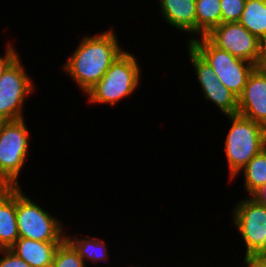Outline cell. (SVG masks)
Returning a JSON list of instances; mask_svg holds the SVG:
<instances>
[{"label":"cell","instance_id":"1","mask_svg":"<svg viewBox=\"0 0 266 267\" xmlns=\"http://www.w3.org/2000/svg\"><path fill=\"white\" fill-rule=\"evenodd\" d=\"M81 39L77 49L62 67L85 95L125 49L119 44L117 34L112 29L85 35Z\"/></svg>","mask_w":266,"mask_h":267},{"label":"cell","instance_id":"9","mask_svg":"<svg viewBox=\"0 0 266 267\" xmlns=\"http://www.w3.org/2000/svg\"><path fill=\"white\" fill-rule=\"evenodd\" d=\"M206 37L218 48L253 64L257 63L263 43L239 22L221 23Z\"/></svg>","mask_w":266,"mask_h":267},{"label":"cell","instance_id":"14","mask_svg":"<svg viewBox=\"0 0 266 267\" xmlns=\"http://www.w3.org/2000/svg\"><path fill=\"white\" fill-rule=\"evenodd\" d=\"M62 242H41L19 237L9 248L31 267H51L56 248Z\"/></svg>","mask_w":266,"mask_h":267},{"label":"cell","instance_id":"20","mask_svg":"<svg viewBox=\"0 0 266 267\" xmlns=\"http://www.w3.org/2000/svg\"><path fill=\"white\" fill-rule=\"evenodd\" d=\"M221 23L238 22L245 8L246 0H220Z\"/></svg>","mask_w":266,"mask_h":267},{"label":"cell","instance_id":"18","mask_svg":"<svg viewBox=\"0 0 266 267\" xmlns=\"http://www.w3.org/2000/svg\"><path fill=\"white\" fill-rule=\"evenodd\" d=\"M196 38L206 36L221 24L220 0H196Z\"/></svg>","mask_w":266,"mask_h":267},{"label":"cell","instance_id":"19","mask_svg":"<svg viewBox=\"0 0 266 267\" xmlns=\"http://www.w3.org/2000/svg\"><path fill=\"white\" fill-rule=\"evenodd\" d=\"M51 267H87L82 257L64 240L55 250Z\"/></svg>","mask_w":266,"mask_h":267},{"label":"cell","instance_id":"17","mask_svg":"<svg viewBox=\"0 0 266 267\" xmlns=\"http://www.w3.org/2000/svg\"><path fill=\"white\" fill-rule=\"evenodd\" d=\"M244 174V188L248 196H251L262 186L266 185V147L256 154L232 179L240 173Z\"/></svg>","mask_w":266,"mask_h":267},{"label":"cell","instance_id":"7","mask_svg":"<svg viewBox=\"0 0 266 267\" xmlns=\"http://www.w3.org/2000/svg\"><path fill=\"white\" fill-rule=\"evenodd\" d=\"M232 220L246 246L245 254L266 255V206L251 196L236 202Z\"/></svg>","mask_w":266,"mask_h":267},{"label":"cell","instance_id":"6","mask_svg":"<svg viewBox=\"0 0 266 267\" xmlns=\"http://www.w3.org/2000/svg\"><path fill=\"white\" fill-rule=\"evenodd\" d=\"M46 210L26 196L20 186L16 187V220L19 237L41 242H63L67 230L58 218Z\"/></svg>","mask_w":266,"mask_h":267},{"label":"cell","instance_id":"4","mask_svg":"<svg viewBox=\"0 0 266 267\" xmlns=\"http://www.w3.org/2000/svg\"><path fill=\"white\" fill-rule=\"evenodd\" d=\"M29 133L25 118L0 121V186H20L18 178L29 157Z\"/></svg>","mask_w":266,"mask_h":267},{"label":"cell","instance_id":"5","mask_svg":"<svg viewBox=\"0 0 266 267\" xmlns=\"http://www.w3.org/2000/svg\"><path fill=\"white\" fill-rule=\"evenodd\" d=\"M187 44L212 67L221 84L237 97L242 94L255 64L218 48L206 36L195 38Z\"/></svg>","mask_w":266,"mask_h":267},{"label":"cell","instance_id":"23","mask_svg":"<svg viewBox=\"0 0 266 267\" xmlns=\"http://www.w3.org/2000/svg\"><path fill=\"white\" fill-rule=\"evenodd\" d=\"M244 256L245 267H266V255L245 254Z\"/></svg>","mask_w":266,"mask_h":267},{"label":"cell","instance_id":"24","mask_svg":"<svg viewBox=\"0 0 266 267\" xmlns=\"http://www.w3.org/2000/svg\"><path fill=\"white\" fill-rule=\"evenodd\" d=\"M255 68L266 76V42L262 43L261 51L257 63L255 64Z\"/></svg>","mask_w":266,"mask_h":267},{"label":"cell","instance_id":"2","mask_svg":"<svg viewBox=\"0 0 266 267\" xmlns=\"http://www.w3.org/2000/svg\"><path fill=\"white\" fill-rule=\"evenodd\" d=\"M138 58L126 50L119 55L103 77L85 94L88 103L114 107L119 101L134 95L142 78Z\"/></svg>","mask_w":266,"mask_h":267},{"label":"cell","instance_id":"11","mask_svg":"<svg viewBox=\"0 0 266 267\" xmlns=\"http://www.w3.org/2000/svg\"><path fill=\"white\" fill-rule=\"evenodd\" d=\"M238 114L266 127V76L256 68L238 97Z\"/></svg>","mask_w":266,"mask_h":267},{"label":"cell","instance_id":"8","mask_svg":"<svg viewBox=\"0 0 266 267\" xmlns=\"http://www.w3.org/2000/svg\"><path fill=\"white\" fill-rule=\"evenodd\" d=\"M31 80L19 56L0 78V121L24 119V102L36 89Z\"/></svg>","mask_w":266,"mask_h":267},{"label":"cell","instance_id":"16","mask_svg":"<svg viewBox=\"0 0 266 267\" xmlns=\"http://www.w3.org/2000/svg\"><path fill=\"white\" fill-rule=\"evenodd\" d=\"M238 22L259 40L266 42V0H246Z\"/></svg>","mask_w":266,"mask_h":267},{"label":"cell","instance_id":"15","mask_svg":"<svg viewBox=\"0 0 266 267\" xmlns=\"http://www.w3.org/2000/svg\"><path fill=\"white\" fill-rule=\"evenodd\" d=\"M65 233V240L74 248V250L82 257L84 264L86 265V260L92 261V263H99L100 261L107 263L109 261L110 255H108L107 244L103 239H98L97 237L84 238L83 236H70ZM109 256V257H108Z\"/></svg>","mask_w":266,"mask_h":267},{"label":"cell","instance_id":"3","mask_svg":"<svg viewBox=\"0 0 266 267\" xmlns=\"http://www.w3.org/2000/svg\"><path fill=\"white\" fill-rule=\"evenodd\" d=\"M226 118L231 123L224 144L230 182L266 147V127L239 114L228 115Z\"/></svg>","mask_w":266,"mask_h":267},{"label":"cell","instance_id":"10","mask_svg":"<svg viewBox=\"0 0 266 267\" xmlns=\"http://www.w3.org/2000/svg\"><path fill=\"white\" fill-rule=\"evenodd\" d=\"M190 62L196 72V80L201 86L202 95L213 102L223 115L238 114V97L221 84L212 67L205 62L188 44Z\"/></svg>","mask_w":266,"mask_h":267},{"label":"cell","instance_id":"22","mask_svg":"<svg viewBox=\"0 0 266 267\" xmlns=\"http://www.w3.org/2000/svg\"><path fill=\"white\" fill-rule=\"evenodd\" d=\"M15 46L10 42L6 45L5 55H0V78L7 68L19 57Z\"/></svg>","mask_w":266,"mask_h":267},{"label":"cell","instance_id":"12","mask_svg":"<svg viewBox=\"0 0 266 267\" xmlns=\"http://www.w3.org/2000/svg\"><path fill=\"white\" fill-rule=\"evenodd\" d=\"M161 16L171 27L196 38V0H158ZM193 34V35H192Z\"/></svg>","mask_w":266,"mask_h":267},{"label":"cell","instance_id":"25","mask_svg":"<svg viewBox=\"0 0 266 267\" xmlns=\"http://www.w3.org/2000/svg\"><path fill=\"white\" fill-rule=\"evenodd\" d=\"M258 203L264 204L266 206V185L262 186L255 193L251 195Z\"/></svg>","mask_w":266,"mask_h":267},{"label":"cell","instance_id":"13","mask_svg":"<svg viewBox=\"0 0 266 267\" xmlns=\"http://www.w3.org/2000/svg\"><path fill=\"white\" fill-rule=\"evenodd\" d=\"M18 238L16 187L0 186V249H9Z\"/></svg>","mask_w":266,"mask_h":267},{"label":"cell","instance_id":"21","mask_svg":"<svg viewBox=\"0 0 266 267\" xmlns=\"http://www.w3.org/2000/svg\"><path fill=\"white\" fill-rule=\"evenodd\" d=\"M0 267H31L9 249H0Z\"/></svg>","mask_w":266,"mask_h":267}]
</instances>
